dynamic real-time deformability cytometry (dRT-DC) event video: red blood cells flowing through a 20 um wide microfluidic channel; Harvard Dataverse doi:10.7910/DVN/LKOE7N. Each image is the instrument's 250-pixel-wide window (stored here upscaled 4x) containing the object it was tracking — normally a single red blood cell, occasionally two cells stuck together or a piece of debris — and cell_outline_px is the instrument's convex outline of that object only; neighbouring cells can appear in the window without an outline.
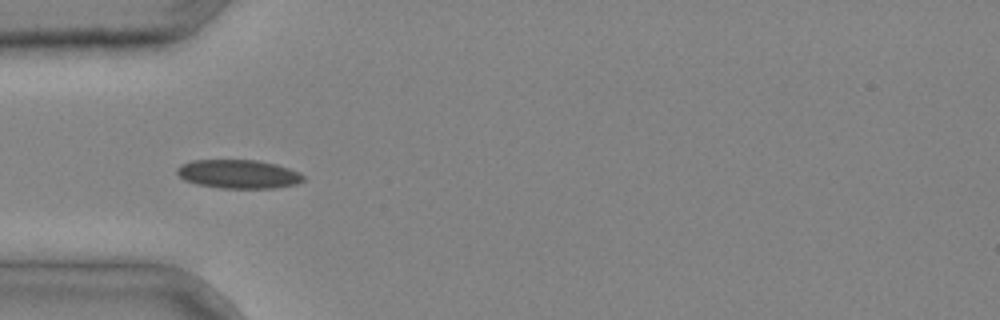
{"species": "common noctule bat (a hibernating species)", "species_latin": "Nyctalus noctula", "temperature_condition": "cold", "stored_images_in_passage": 4, "camera_frame_rate_fps": 3000, "um_per_image_px": 0.085, "animal": {"sex": "male", "body_mass_g": 20.4}, "frame": {"image": 1, "passage_image": 3, "time_ms": 0.667, "image_size_px": [1000, 320], "cell_outline_px": [[304, 180], [296, 184], [272, 188], [220, 188], [200, 184], [184, 180], [176, 172], [176, 168], [180, 164], [192, 160], [256, 160], [276, 164], [300, 172], [304, 176]], "centroid_in_image_um": [20.26, 14.79], "position_along_channel_um": 64.7, "area_um2": 21.1}}